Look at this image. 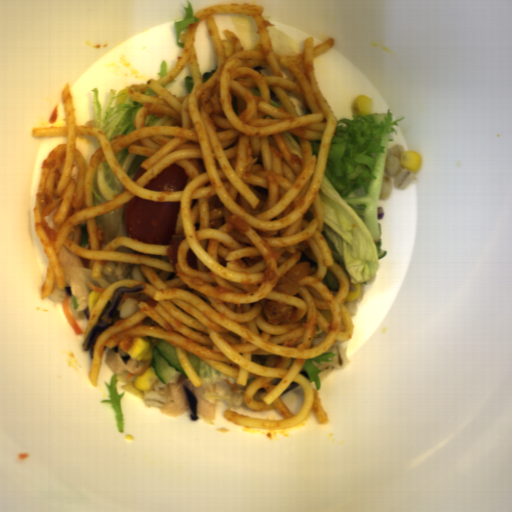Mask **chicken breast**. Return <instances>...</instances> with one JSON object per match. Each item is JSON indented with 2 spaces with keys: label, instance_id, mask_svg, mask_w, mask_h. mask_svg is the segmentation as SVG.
<instances>
[{
  "label": "chicken breast",
  "instance_id": "1",
  "mask_svg": "<svg viewBox=\"0 0 512 512\" xmlns=\"http://www.w3.org/2000/svg\"><path fill=\"white\" fill-rule=\"evenodd\" d=\"M184 386L189 388L196 397V414L209 425H214L216 421L217 403L214 399H205L207 392L216 391L214 383L212 385L202 384L195 386L187 378L177 380L174 383H166L163 393L166 395L165 403L161 407L162 413L166 417H177L183 415L189 410Z\"/></svg>",
  "mask_w": 512,
  "mask_h": 512
},
{
  "label": "chicken breast",
  "instance_id": "2",
  "mask_svg": "<svg viewBox=\"0 0 512 512\" xmlns=\"http://www.w3.org/2000/svg\"><path fill=\"white\" fill-rule=\"evenodd\" d=\"M104 362L106 366L116 375L120 372H128L130 374H134L143 370L147 364L146 359L138 361L132 357L127 363H125L119 352H114L112 348L107 350Z\"/></svg>",
  "mask_w": 512,
  "mask_h": 512
}]
</instances>
